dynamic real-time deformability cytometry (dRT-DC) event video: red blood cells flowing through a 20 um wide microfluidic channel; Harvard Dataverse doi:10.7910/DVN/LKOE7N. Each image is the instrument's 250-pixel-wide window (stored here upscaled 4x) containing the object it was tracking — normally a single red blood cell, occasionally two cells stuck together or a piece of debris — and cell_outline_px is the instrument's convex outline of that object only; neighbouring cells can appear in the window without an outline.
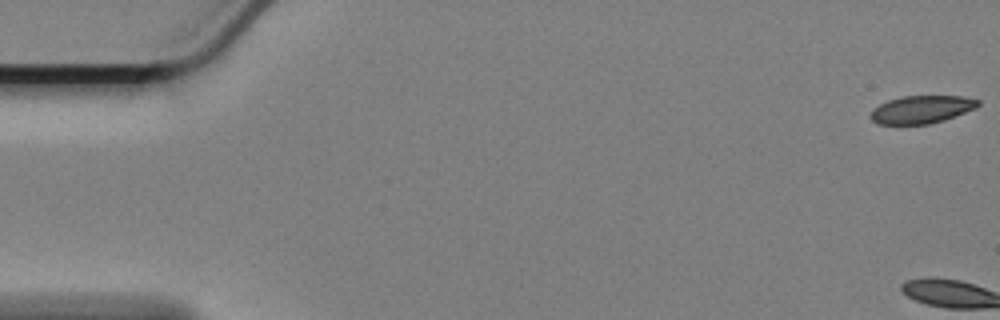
{"species": "Egyptian fruit bat (a non-hibernating species)", "species_latin": "Rousettus aegyptiacus", "temperature_condition": "cold", "stored_images_in_passage": 3, "camera_frame_rate_fps": 3000, "um_per_image_px": 0.085, "animal": {"sex": "female"}, "frame": {"image": 1, "passage_image": 1, "time_ms": 0.0, "image_size_px": [1000, 320], "cell_outline_px": [[980, 104], [976, 108], [944, 120], [928, 124], [876, 124], [868, 116], [880, 104], [888, 100], [900, 96], [964, 96], [980, 100]], "centroid_in_image_um": [78.34, 9.3], "position_along_channel_um": 6.7, "area_um2": 17.4}}